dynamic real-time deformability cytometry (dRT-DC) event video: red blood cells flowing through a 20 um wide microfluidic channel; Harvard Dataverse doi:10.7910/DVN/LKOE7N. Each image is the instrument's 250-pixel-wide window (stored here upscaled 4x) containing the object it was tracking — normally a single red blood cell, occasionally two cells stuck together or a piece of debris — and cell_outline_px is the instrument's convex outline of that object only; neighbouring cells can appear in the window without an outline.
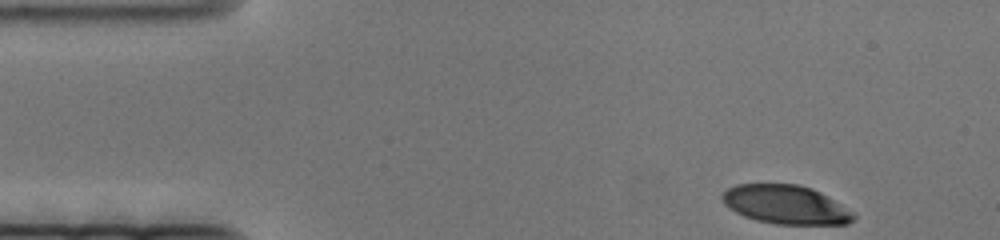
{"species": "human", "species_latin": "Homo sapiens", "temperature_condition": "cold", "stored_images_in_passage": 58, "camera_frame_rate_fps": 3000, "um_per_image_px": 0.085, "donor": {"sex": "female"}, "frame": {"image": 1, "passage_image": 1, "time_ms": 0.0, "image_size_px": [1000, 240], "cell_outline_px": [[856, 216], [848, 224], [776, 224], [756, 220], [744, 216], [728, 208], [724, 204], [720, 196], [728, 188], [736, 184], [800, 184], [812, 188], [820, 192], [840, 204], [852, 212]], "centroid_in_image_um": [66.75, 17.39], "position_along_channel_um": 18.2, "area_um2": 29.59}}
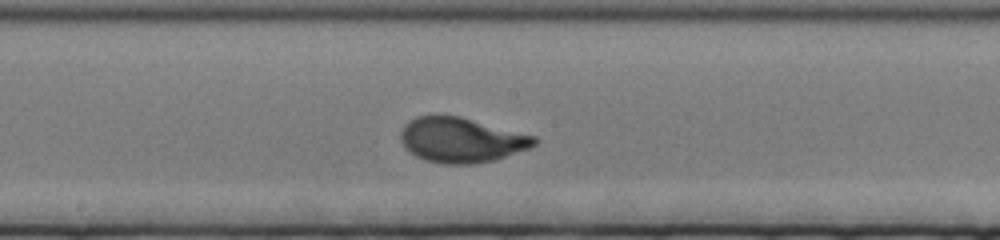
{"frame": {"image": 2, "passage_image": 34, "time_ms": 11.0, "image_size_px": [1000, 240], "cell_outline_px": [[536, 144], [528, 148], [492, 160], [472, 164], [444, 164], [424, 160], [416, 156], [404, 148], [400, 140], [400, 132], [404, 124], [408, 120], [416, 116], [432, 112], [460, 116], [536, 136]], "centroid_in_image_um": [39.11, 11.85], "position_along_channel_um": 209.1, "area_um2": 35.49}}
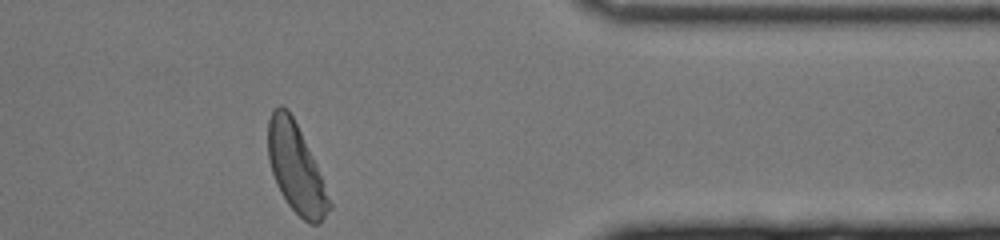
{"frame": {"image": 3, "passage_image": 58, "time_ms": 19.0, "image_size_px": [1000, 240], "cell_outline_px": [[332, 208], [320, 224], [312, 224], [304, 220], [288, 204], [280, 192], [276, 184], [268, 160], [268, 120], [272, 108], [280, 104], [288, 108], [316, 164], [332, 204]], "centroid_in_image_um": [25.14, 14.3], "position_along_channel_um": 386.3, "area_um2": 31.5}}